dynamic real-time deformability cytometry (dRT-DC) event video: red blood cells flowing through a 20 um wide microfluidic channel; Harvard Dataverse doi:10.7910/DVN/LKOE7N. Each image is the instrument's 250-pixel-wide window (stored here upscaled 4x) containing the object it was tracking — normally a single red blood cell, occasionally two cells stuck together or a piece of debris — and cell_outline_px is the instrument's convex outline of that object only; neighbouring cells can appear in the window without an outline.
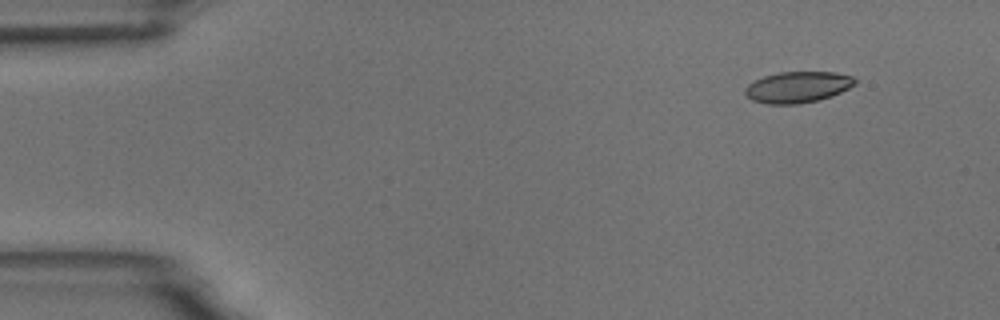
{"species": "common noctule bat (a hibernating species)", "species_latin": "Nyctalus noctula", "temperature_condition": "room temperature", "stored_images_in_passage": 3, "camera_frame_rate_fps": 3000, "um_per_image_px": 0.085, "animal": {"sex": "male", "body_mass_g": 18.8}, "frame": {"image": 1, "passage_image": 1, "time_ms": 0.0, "image_size_px": [1000, 320], "cell_outline_px": [[856, 84], [840, 92], [820, 100], [796, 104], [768, 104], [752, 100], [744, 92], [744, 88], [748, 84], [764, 76], [780, 72], [836, 72], [852, 76], [856, 80]], "centroid_in_image_um": [67.8, 7.4], "position_along_channel_um": 17.2, "area_um2": 19.88}}
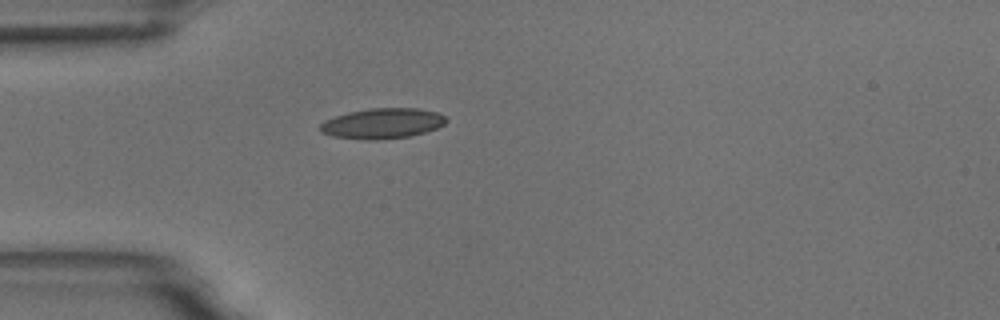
{"frame": {"image": 2, "passage_image": 3, "time_ms": 3.333, "image_size_px": [1000, 320], "cell_outline_px": [[448, 120], [444, 124], [436, 128], [424, 132], [408, 136], [376, 140], [368, 140], [332, 136], [320, 132], [320, 124], [324, 120], [348, 112], [368, 108], [416, 108], [436, 112], [444, 116]], "centroid_in_image_um": [32.47, 10.48], "position_along_channel_um": 52.5, "area_um2": 22.2}}